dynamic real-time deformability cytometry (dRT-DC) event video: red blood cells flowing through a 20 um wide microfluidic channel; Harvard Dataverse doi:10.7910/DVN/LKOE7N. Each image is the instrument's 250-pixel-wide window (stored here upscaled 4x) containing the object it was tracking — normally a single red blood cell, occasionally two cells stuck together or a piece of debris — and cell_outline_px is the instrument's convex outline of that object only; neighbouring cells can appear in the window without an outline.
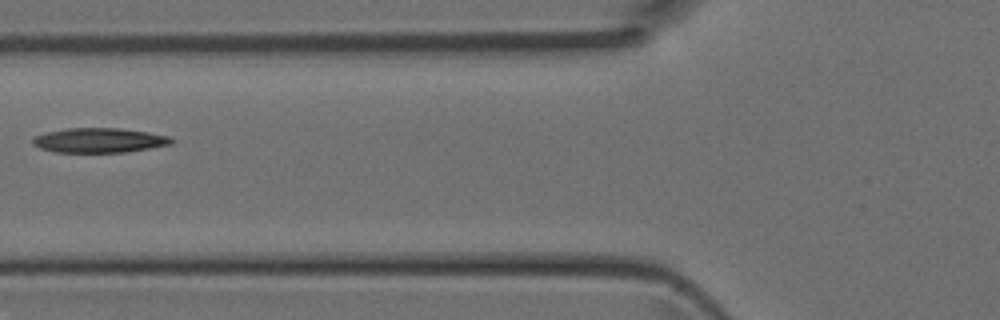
{"species": "Egyptian fruit bat (a non-hibernating species)", "species_latin": "Rousettus aegyptiacus", "temperature_condition": "room temperature", "stored_images_in_passage": 2, "camera_frame_rate_fps": 3000, "um_per_image_px": 0.085, "animal": {"sex": "female"}, "frame": {"image": 1, "passage_image": 2, "time_ms": 0.333, "image_size_px": [1000, 320], "cell_outline_px": [[176, 140], [172, 144], [128, 152], [56, 152], [40, 148], [32, 144], [32, 136], [48, 132], [68, 128], [120, 128], [148, 132], [168, 136]], "centroid_in_image_um": [8.45, 11.92], "position_along_channel_um": 117.4, "area_um2": 20.0}}